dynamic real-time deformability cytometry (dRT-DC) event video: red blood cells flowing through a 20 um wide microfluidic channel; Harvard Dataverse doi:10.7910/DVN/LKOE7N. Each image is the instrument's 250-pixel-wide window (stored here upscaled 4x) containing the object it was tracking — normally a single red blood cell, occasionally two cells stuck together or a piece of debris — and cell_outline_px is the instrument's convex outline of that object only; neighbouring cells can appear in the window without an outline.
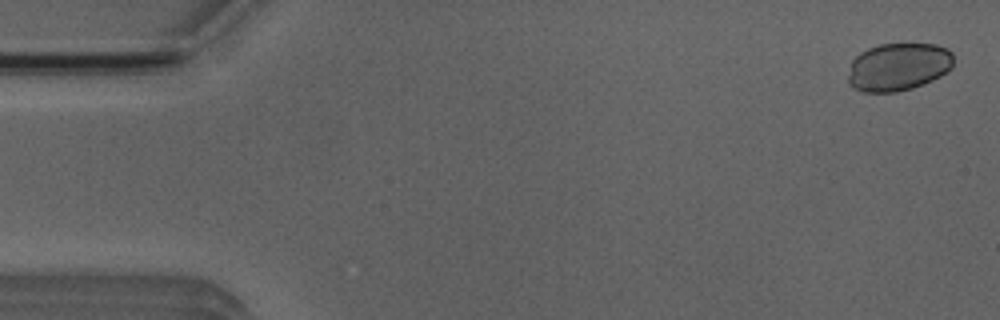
{"species": "Egyptian fruit bat (a non-hibernating species)", "species_latin": "Rousettus aegyptiacus", "temperature_condition": "room temperature", "stored_images_in_passage": 49, "camera_frame_rate_fps": 3000, "um_per_image_px": 0.085, "animal": {"sex": "male"}, "frame": {"image": 1, "passage_image": 2, "time_ms": 0.333, "image_size_px": [1000, 320], "cell_outline_px": [[952, 68], [940, 76], [932, 80], [912, 88], [896, 92], [864, 92], [852, 88], [848, 84], [848, 76], [852, 60], [860, 52], [868, 48], [880, 44], [936, 44], [948, 48], [952, 52]], "centroid_in_image_um": [76.34, 5.68], "position_along_channel_um": 8.7, "area_um2": 29.54}}
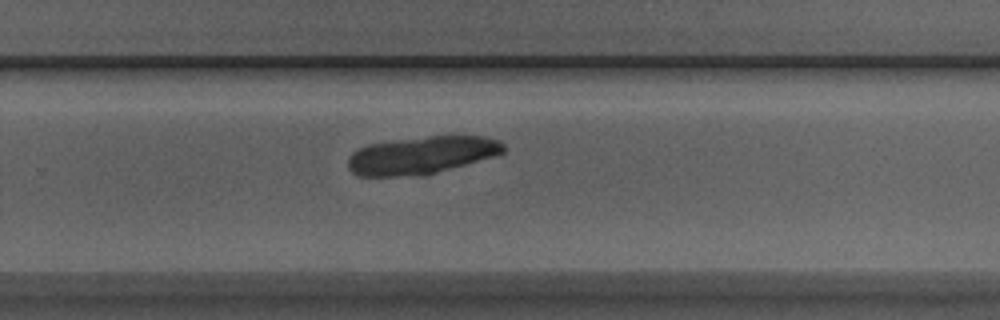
{"frame": {"image": 2, "passage_image": 34, "time_ms": 11.0, "image_size_px": [1000, 320], "cell_outline_px": [[508, 148], [504, 152], [492, 156], [424, 176], [356, 176], [348, 168], [348, 156], [356, 148], [368, 144], [428, 136], [484, 136], [500, 140]], "centroid_in_image_um": [35.81, 13.19], "position_along_channel_um": 294.0, "area_um2": 34.22}}
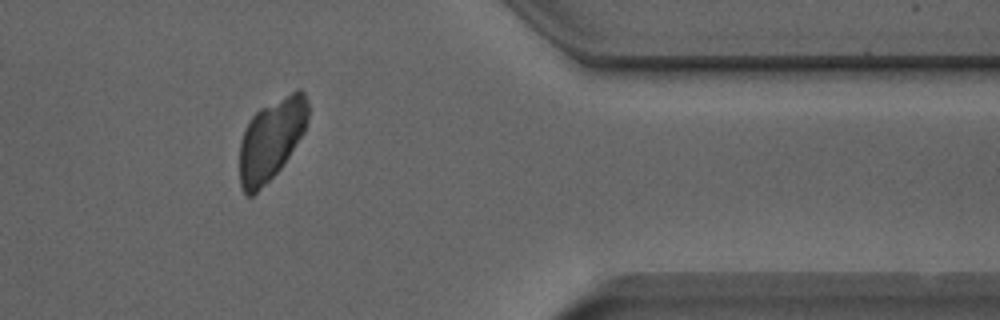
{"frame": {"image": 3, "passage_image": 43, "time_ms": 14.0, "image_size_px": [1000, 320], "cell_outline_px": [[308, 120], [304, 132], [280, 168], [252, 196], [248, 196], [244, 192], [240, 184], [240, 140], [252, 116], [260, 108], [296, 88], [300, 88], [304, 92], [308, 100]], "centroid_in_image_um": [23.07, 11.79], "position_along_channel_um": 388.3, "area_um2": 32.19}}